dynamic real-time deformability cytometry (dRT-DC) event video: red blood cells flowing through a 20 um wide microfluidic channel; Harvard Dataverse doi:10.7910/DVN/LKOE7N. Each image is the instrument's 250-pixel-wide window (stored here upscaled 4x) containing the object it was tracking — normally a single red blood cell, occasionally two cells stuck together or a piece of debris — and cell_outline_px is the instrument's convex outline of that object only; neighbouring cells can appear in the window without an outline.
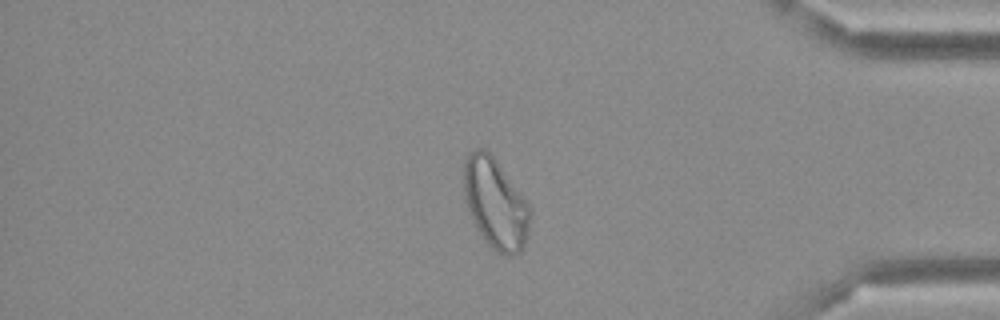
{"species": "Egyptian fruit bat (a non-hibernating species)", "species_latin": "Rousettus aegyptiacus", "temperature_condition": "cold", "stored_images_in_passage": 48, "camera_frame_rate_fps": 3000, "um_per_image_px": 0.085, "frame": {"image": 1, "passage_image": 41, "time_ms": 13.333, "image_size_px": [1000, 320], "cell_outline_px": [[532, 212], [528, 232], [524, 248], [520, 252], [508, 256], [504, 256], [492, 248], [488, 244], [476, 228], [468, 212], [464, 200], [464, 164], [468, 156], [476, 148], [484, 148], [492, 156], [528, 200], [532, 208]], "centroid_in_image_um": [42.14, 17.33], "position_along_channel_um": 393.1, "area_um2": 35.14}}